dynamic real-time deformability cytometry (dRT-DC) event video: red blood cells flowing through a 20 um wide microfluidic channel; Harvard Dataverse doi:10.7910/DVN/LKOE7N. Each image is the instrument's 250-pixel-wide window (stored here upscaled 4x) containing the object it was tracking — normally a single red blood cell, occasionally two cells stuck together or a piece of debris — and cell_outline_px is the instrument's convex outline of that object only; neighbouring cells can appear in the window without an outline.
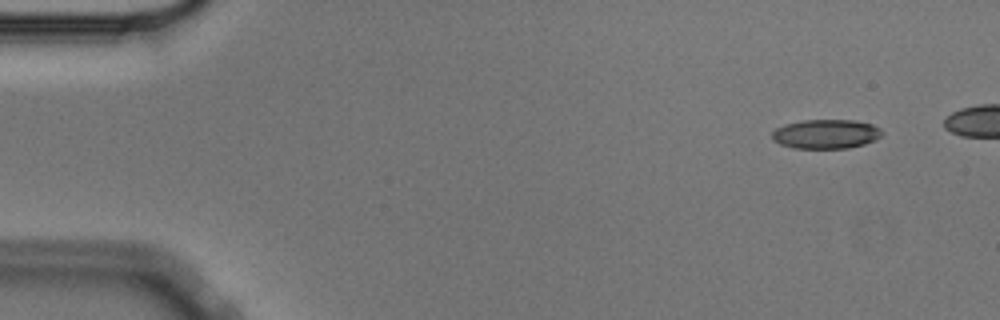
{"species": "Egyptian fruit bat (a non-hibernating species)", "species_latin": "Rousettus aegyptiacus", "temperature_condition": "cold", "stored_images_in_passage": 46, "camera_frame_rate_fps": 3000, "um_per_image_px": 0.085, "animal": {"sex": "male"}, "frame": {"image": 1, "passage_image": 1, "time_ms": 0.0, "image_size_px": [1000, 320], "cell_outline_px": [[884, 132], [876, 140], [864, 144], [848, 148], [792, 148], [780, 144], [772, 140], [772, 132], [776, 128], [784, 124], [804, 120], [856, 120], [872, 124], [880, 128]], "centroid_in_image_um": [70.21, 11.39], "position_along_channel_um": 14.8, "area_um2": 18.9}}
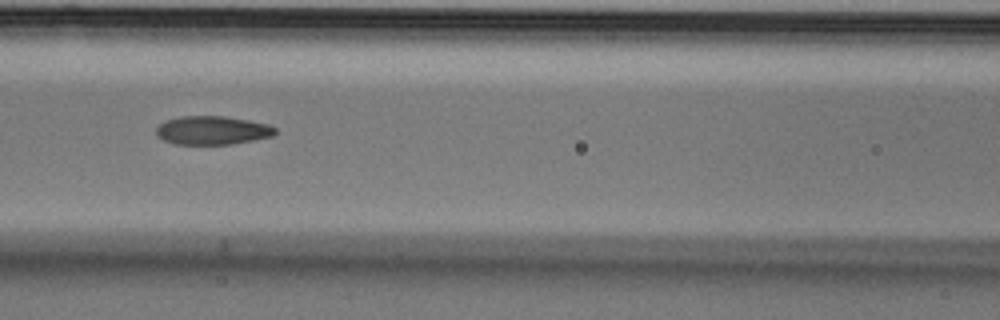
{"frame": {"image": 2, "passage_image": 21, "time_ms": 6.667, "image_size_px": [1000, 320], "cell_outline_px": [[276, 132], [272, 136], [232, 144], [172, 144], [156, 136], [156, 128], [164, 120], [180, 116], [224, 116], [248, 120], [268, 124], [276, 128]], "centroid_in_image_um": [18.01, 11.07], "position_along_channel_um": 148.6, "area_um2": 19.88}}
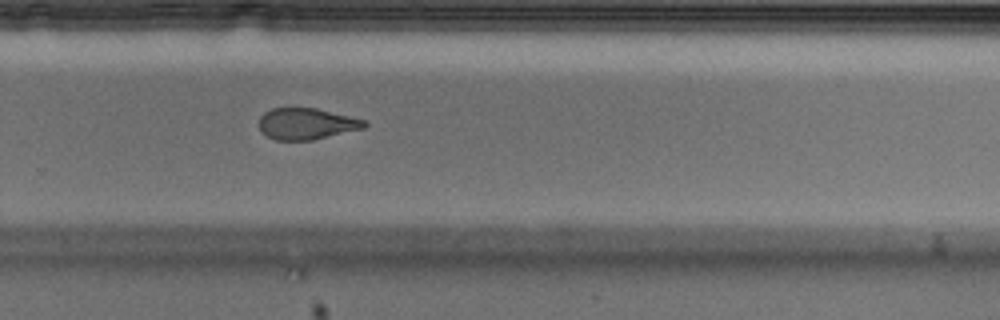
{"frame": {"image": 3, "passage_image": 34, "time_ms": 11.0, "image_size_px": [1000, 320], "cell_outline_px": [[368, 124], [364, 128], [312, 140], [276, 140], [260, 132], [260, 116], [264, 112], [272, 108], [316, 108], [368, 120]], "centroid_in_image_um": [26.07, 10.51], "position_along_channel_um": 303.7, "area_um2": 19.31}}